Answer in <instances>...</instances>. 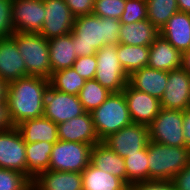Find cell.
Here are the masks:
<instances>
[{"label": "cell", "instance_id": "obj_1", "mask_svg": "<svg viewBox=\"0 0 190 190\" xmlns=\"http://www.w3.org/2000/svg\"><path fill=\"white\" fill-rule=\"evenodd\" d=\"M48 87L49 79L30 75L7 83L6 101L13 126L43 116Z\"/></svg>", "mask_w": 190, "mask_h": 190}, {"label": "cell", "instance_id": "obj_2", "mask_svg": "<svg viewBox=\"0 0 190 190\" xmlns=\"http://www.w3.org/2000/svg\"><path fill=\"white\" fill-rule=\"evenodd\" d=\"M121 22L92 14L75 17L72 38L78 57L95 55L104 45L119 44Z\"/></svg>", "mask_w": 190, "mask_h": 190}, {"label": "cell", "instance_id": "obj_3", "mask_svg": "<svg viewBox=\"0 0 190 190\" xmlns=\"http://www.w3.org/2000/svg\"><path fill=\"white\" fill-rule=\"evenodd\" d=\"M149 180L171 181L190 162V148L154 141L147 145Z\"/></svg>", "mask_w": 190, "mask_h": 190}, {"label": "cell", "instance_id": "obj_4", "mask_svg": "<svg viewBox=\"0 0 190 190\" xmlns=\"http://www.w3.org/2000/svg\"><path fill=\"white\" fill-rule=\"evenodd\" d=\"M11 38L16 42L26 64L27 76L49 79L52 70L49 61L48 40L39 33L15 32Z\"/></svg>", "mask_w": 190, "mask_h": 190}, {"label": "cell", "instance_id": "obj_5", "mask_svg": "<svg viewBox=\"0 0 190 190\" xmlns=\"http://www.w3.org/2000/svg\"><path fill=\"white\" fill-rule=\"evenodd\" d=\"M91 116L100 141L133 123L123 92L111 93Z\"/></svg>", "mask_w": 190, "mask_h": 190}, {"label": "cell", "instance_id": "obj_6", "mask_svg": "<svg viewBox=\"0 0 190 190\" xmlns=\"http://www.w3.org/2000/svg\"><path fill=\"white\" fill-rule=\"evenodd\" d=\"M92 145L58 140L53 144L49 170L82 171L90 164Z\"/></svg>", "mask_w": 190, "mask_h": 190}, {"label": "cell", "instance_id": "obj_7", "mask_svg": "<svg viewBox=\"0 0 190 190\" xmlns=\"http://www.w3.org/2000/svg\"><path fill=\"white\" fill-rule=\"evenodd\" d=\"M95 56L97 70L94 79L112 93L122 92L128 84V75L119 62L117 45H104Z\"/></svg>", "mask_w": 190, "mask_h": 190}, {"label": "cell", "instance_id": "obj_8", "mask_svg": "<svg viewBox=\"0 0 190 190\" xmlns=\"http://www.w3.org/2000/svg\"><path fill=\"white\" fill-rule=\"evenodd\" d=\"M183 120V111L162 108L148 126L150 141L185 147Z\"/></svg>", "mask_w": 190, "mask_h": 190}, {"label": "cell", "instance_id": "obj_9", "mask_svg": "<svg viewBox=\"0 0 190 190\" xmlns=\"http://www.w3.org/2000/svg\"><path fill=\"white\" fill-rule=\"evenodd\" d=\"M150 141L147 125L132 123L110 134L102 142L120 157L139 153Z\"/></svg>", "mask_w": 190, "mask_h": 190}, {"label": "cell", "instance_id": "obj_10", "mask_svg": "<svg viewBox=\"0 0 190 190\" xmlns=\"http://www.w3.org/2000/svg\"><path fill=\"white\" fill-rule=\"evenodd\" d=\"M78 96L48 87L44 97V114L55 124H59L84 114Z\"/></svg>", "mask_w": 190, "mask_h": 190}, {"label": "cell", "instance_id": "obj_11", "mask_svg": "<svg viewBox=\"0 0 190 190\" xmlns=\"http://www.w3.org/2000/svg\"><path fill=\"white\" fill-rule=\"evenodd\" d=\"M0 168L27 176L26 144L15 126L0 131Z\"/></svg>", "mask_w": 190, "mask_h": 190}, {"label": "cell", "instance_id": "obj_12", "mask_svg": "<svg viewBox=\"0 0 190 190\" xmlns=\"http://www.w3.org/2000/svg\"><path fill=\"white\" fill-rule=\"evenodd\" d=\"M45 19L39 34L47 40L70 34L75 17L64 0H43Z\"/></svg>", "mask_w": 190, "mask_h": 190}, {"label": "cell", "instance_id": "obj_13", "mask_svg": "<svg viewBox=\"0 0 190 190\" xmlns=\"http://www.w3.org/2000/svg\"><path fill=\"white\" fill-rule=\"evenodd\" d=\"M43 0H12L15 32L40 33L45 19Z\"/></svg>", "mask_w": 190, "mask_h": 190}, {"label": "cell", "instance_id": "obj_14", "mask_svg": "<svg viewBox=\"0 0 190 190\" xmlns=\"http://www.w3.org/2000/svg\"><path fill=\"white\" fill-rule=\"evenodd\" d=\"M161 107L165 109L184 111L190 108V74L178 68L168 72V82Z\"/></svg>", "mask_w": 190, "mask_h": 190}, {"label": "cell", "instance_id": "obj_15", "mask_svg": "<svg viewBox=\"0 0 190 190\" xmlns=\"http://www.w3.org/2000/svg\"><path fill=\"white\" fill-rule=\"evenodd\" d=\"M122 92L133 123L149 126L162 109L160 99L136 90L129 84Z\"/></svg>", "mask_w": 190, "mask_h": 190}, {"label": "cell", "instance_id": "obj_16", "mask_svg": "<svg viewBox=\"0 0 190 190\" xmlns=\"http://www.w3.org/2000/svg\"><path fill=\"white\" fill-rule=\"evenodd\" d=\"M58 138L62 141L80 142L94 146L100 143L91 113L57 124Z\"/></svg>", "mask_w": 190, "mask_h": 190}, {"label": "cell", "instance_id": "obj_17", "mask_svg": "<svg viewBox=\"0 0 190 190\" xmlns=\"http://www.w3.org/2000/svg\"><path fill=\"white\" fill-rule=\"evenodd\" d=\"M25 76L26 64L16 42L11 37L0 39V79L9 83Z\"/></svg>", "mask_w": 190, "mask_h": 190}, {"label": "cell", "instance_id": "obj_18", "mask_svg": "<svg viewBox=\"0 0 190 190\" xmlns=\"http://www.w3.org/2000/svg\"><path fill=\"white\" fill-rule=\"evenodd\" d=\"M168 82V72L145 66L128 76V84L141 92L161 99Z\"/></svg>", "mask_w": 190, "mask_h": 190}, {"label": "cell", "instance_id": "obj_19", "mask_svg": "<svg viewBox=\"0 0 190 190\" xmlns=\"http://www.w3.org/2000/svg\"><path fill=\"white\" fill-rule=\"evenodd\" d=\"M34 190H83L82 175L72 171L46 170L33 181Z\"/></svg>", "mask_w": 190, "mask_h": 190}, {"label": "cell", "instance_id": "obj_20", "mask_svg": "<svg viewBox=\"0 0 190 190\" xmlns=\"http://www.w3.org/2000/svg\"><path fill=\"white\" fill-rule=\"evenodd\" d=\"M182 53L175 49L161 34L149 46L148 67L171 71L181 68Z\"/></svg>", "mask_w": 190, "mask_h": 190}, {"label": "cell", "instance_id": "obj_21", "mask_svg": "<svg viewBox=\"0 0 190 190\" xmlns=\"http://www.w3.org/2000/svg\"><path fill=\"white\" fill-rule=\"evenodd\" d=\"M25 144L33 142H48L55 144L58 138L57 124L45 116L25 120L15 126Z\"/></svg>", "mask_w": 190, "mask_h": 190}, {"label": "cell", "instance_id": "obj_22", "mask_svg": "<svg viewBox=\"0 0 190 190\" xmlns=\"http://www.w3.org/2000/svg\"><path fill=\"white\" fill-rule=\"evenodd\" d=\"M160 34L183 53L190 49V14L182 11L172 15L160 29Z\"/></svg>", "mask_w": 190, "mask_h": 190}, {"label": "cell", "instance_id": "obj_23", "mask_svg": "<svg viewBox=\"0 0 190 190\" xmlns=\"http://www.w3.org/2000/svg\"><path fill=\"white\" fill-rule=\"evenodd\" d=\"M160 35V30L148 19L123 24L119 31V43L132 46H150Z\"/></svg>", "mask_w": 190, "mask_h": 190}, {"label": "cell", "instance_id": "obj_24", "mask_svg": "<svg viewBox=\"0 0 190 190\" xmlns=\"http://www.w3.org/2000/svg\"><path fill=\"white\" fill-rule=\"evenodd\" d=\"M90 163L98 169L120 178L126 184L124 158L116 154L102 141L92 147Z\"/></svg>", "mask_w": 190, "mask_h": 190}, {"label": "cell", "instance_id": "obj_25", "mask_svg": "<svg viewBox=\"0 0 190 190\" xmlns=\"http://www.w3.org/2000/svg\"><path fill=\"white\" fill-rule=\"evenodd\" d=\"M49 61L52 73L73 67L77 59L72 33L48 40Z\"/></svg>", "mask_w": 190, "mask_h": 190}, {"label": "cell", "instance_id": "obj_26", "mask_svg": "<svg viewBox=\"0 0 190 190\" xmlns=\"http://www.w3.org/2000/svg\"><path fill=\"white\" fill-rule=\"evenodd\" d=\"M81 175L83 190H129L120 178L98 169L91 163Z\"/></svg>", "mask_w": 190, "mask_h": 190}, {"label": "cell", "instance_id": "obj_27", "mask_svg": "<svg viewBox=\"0 0 190 190\" xmlns=\"http://www.w3.org/2000/svg\"><path fill=\"white\" fill-rule=\"evenodd\" d=\"M52 143L33 142L26 144L27 177L33 181L40 173L49 170Z\"/></svg>", "mask_w": 190, "mask_h": 190}, {"label": "cell", "instance_id": "obj_28", "mask_svg": "<svg viewBox=\"0 0 190 190\" xmlns=\"http://www.w3.org/2000/svg\"><path fill=\"white\" fill-rule=\"evenodd\" d=\"M117 56L124 71L129 76L148 65L149 46L117 44Z\"/></svg>", "mask_w": 190, "mask_h": 190}, {"label": "cell", "instance_id": "obj_29", "mask_svg": "<svg viewBox=\"0 0 190 190\" xmlns=\"http://www.w3.org/2000/svg\"><path fill=\"white\" fill-rule=\"evenodd\" d=\"M124 164L126 167V185L141 181H149V165H148V151L147 147L124 157Z\"/></svg>", "mask_w": 190, "mask_h": 190}, {"label": "cell", "instance_id": "obj_30", "mask_svg": "<svg viewBox=\"0 0 190 190\" xmlns=\"http://www.w3.org/2000/svg\"><path fill=\"white\" fill-rule=\"evenodd\" d=\"M86 80L71 67L55 71L49 78V86L61 92L78 96Z\"/></svg>", "mask_w": 190, "mask_h": 190}, {"label": "cell", "instance_id": "obj_31", "mask_svg": "<svg viewBox=\"0 0 190 190\" xmlns=\"http://www.w3.org/2000/svg\"><path fill=\"white\" fill-rule=\"evenodd\" d=\"M111 93L95 79H92L86 80L84 87L79 91L78 98L82 103L84 111L91 113L101 106Z\"/></svg>", "mask_w": 190, "mask_h": 190}, {"label": "cell", "instance_id": "obj_32", "mask_svg": "<svg viewBox=\"0 0 190 190\" xmlns=\"http://www.w3.org/2000/svg\"><path fill=\"white\" fill-rule=\"evenodd\" d=\"M147 19L159 30L179 11L177 0H146Z\"/></svg>", "mask_w": 190, "mask_h": 190}, {"label": "cell", "instance_id": "obj_33", "mask_svg": "<svg viewBox=\"0 0 190 190\" xmlns=\"http://www.w3.org/2000/svg\"><path fill=\"white\" fill-rule=\"evenodd\" d=\"M32 181L24 174L0 168V190H30Z\"/></svg>", "mask_w": 190, "mask_h": 190}, {"label": "cell", "instance_id": "obj_34", "mask_svg": "<svg viewBox=\"0 0 190 190\" xmlns=\"http://www.w3.org/2000/svg\"><path fill=\"white\" fill-rule=\"evenodd\" d=\"M126 0H95L93 14L101 18L120 19Z\"/></svg>", "mask_w": 190, "mask_h": 190}, {"label": "cell", "instance_id": "obj_35", "mask_svg": "<svg viewBox=\"0 0 190 190\" xmlns=\"http://www.w3.org/2000/svg\"><path fill=\"white\" fill-rule=\"evenodd\" d=\"M147 19L146 0H126L124 11L119 21L123 24Z\"/></svg>", "mask_w": 190, "mask_h": 190}, {"label": "cell", "instance_id": "obj_36", "mask_svg": "<svg viewBox=\"0 0 190 190\" xmlns=\"http://www.w3.org/2000/svg\"><path fill=\"white\" fill-rule=\"evenodd\" d=\"M15 33L12 24V0H0V39Z\"/></svg>", "mask_w": 190, "mask_h": 190}, {"label": "cell", "instance_id": "obj_37", "mask_svg": "<svg viewBox=\"0 0 190 190\" xmlns=\"http://www.w3.org/2000/svg\"><path fill=\"white\" fill-rule=\"evenodd\" d=\"M72 68L85 80H92L95 78L97 70L96 56L89 55L78 57L73 63Z\"/></svg>", "mask_w": 190, "mask_h": 190}, {"label": "cell", "instance_id": "obj_38", "mask_svg": "<svg viewBox=\"0 0 190 190\" xmlns=\"http://www.w3.org/2000/svg\"><path fill=\"white\" fill-rule=\"evenodd\" d=\"M74 17L93 13L95 0H64Z\"/></svg>", "mask_w": 190, "mask_h": 190}, {"label": "cell", "instance_id": "obj_39", "mask_svg": "<svg viewBox=\"0 0 190 190\" xmlns=\"http://www.w3.org/2000/svg\"><path fill=\"white\" fill-rule=\"evenodd\" d=\"M129 190H175L171 181L149 180L131 184Z\"/></svg>", "mask_w": 190, "mask_h": 190}, {"label": "cell", "instance_id": "obj_40", "mask_svg": "<svg viewBox=\"0 0 190 190\" xmlns=\"http://www.w3.org/2000/svg\"><path fill=\"white\" fill-rule=\"evenodd\" d=\"M171 182L175 190H190V162L171 179Z\"/></svg>", "mask_w": 190, "mask_h": 190}, {"label": "cell", "instance_id": "obj_41", "mask_svg": "<svg viewBox=\"0 0 190 190\" xmlns=\"http://www.w3.org/2000/svg\"><path fill=\"white\" fill-rule=\"evenodd\" d=\"M7 108V101L0 102V131H5L12 128Z\"/></svg>", "mask_w": 190, "mask_h": 190}, {"label": "cell", "instance_id": "obj_42", "mask_svg": "<svg viewBox=\"0 0 190 190\" xmlns=\"http://www.w3.org/2000/svg\"><path fill=\"white\" fill-rule=\"evenodd\" d=\"M183 119L185 147L190 148V108L183 111Z\"/></svg>", "mask_w": 190, "mask_h": 190}, {"label": "cell", "instance_id": "obj_43", "mask_svg": "<svg viewBox=\"0 0 190 190\" xmlns=\"http://www.w3.org/2000/svg\"><path fill=\"white\" fill-rule=\"evenodd\" d=\"M181 68L190 74V49L182 53Z\"/></svg>", "mask_w": 190, "mask_h": 190}, {"label": "cell", "instance_id": "obj_44", "mask_svg": "<svg viewBox=\"0 0 190 190\" xmlns=\"http://www.w3.org/2000/svg\"><path fill=\"white\" fill-rule=\"evenodd\" d=\"M179 11L190 14V0H177Z\"/></svg>", "mask_w": 190, "mask_h": 190}, {"label": "cell", "instance_id": "obj_45", "mask_svg": "<svg viewBox=\"0 0 190 190\" xmlns=\"http://www.w3.org/2000/svg\"><path fill=\"white\" fill-rule=\"evenodd\" d=\"M7 83L0 79V102L6 100Z\"/></svg>", "mask_w": 190, "mask_h": 190}]
</instances>
